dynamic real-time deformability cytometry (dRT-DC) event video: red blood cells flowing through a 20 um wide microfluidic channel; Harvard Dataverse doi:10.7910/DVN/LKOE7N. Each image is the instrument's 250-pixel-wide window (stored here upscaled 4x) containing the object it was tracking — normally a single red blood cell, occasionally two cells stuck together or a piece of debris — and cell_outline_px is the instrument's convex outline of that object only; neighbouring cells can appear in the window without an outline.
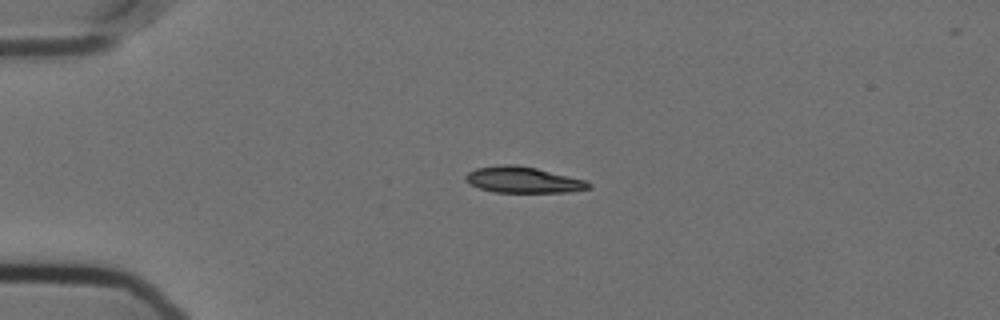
{"species": "Egyptian fruit bat (a non-hibernating species)", "species_latin": "Rousettus aegyptiacus", "temperature_condition": "cold", "stored_images_in_passage": 44, "camera_frame_rate_fps": 3000, "um_per_image_px": 0.085, "animal": {"sex": "female"}, "frame": {"image": 1, "passage_image": 1, "time_ms": 0.0, "image_size_px": [1000, 320], "cell_outline_px": [[592, 188], [572, 192], [496, 192], [480, 188], [468, 184], [464, 180], [464, 176], [468, 172], [476, 168], [500, 164], [516, 164], [536, 168], [584, 180], [592, 184]], "centroid_in_image_um": [44.44, 15.28], "position_along_channel_um": 40.6, "area_um2": 18.79}}
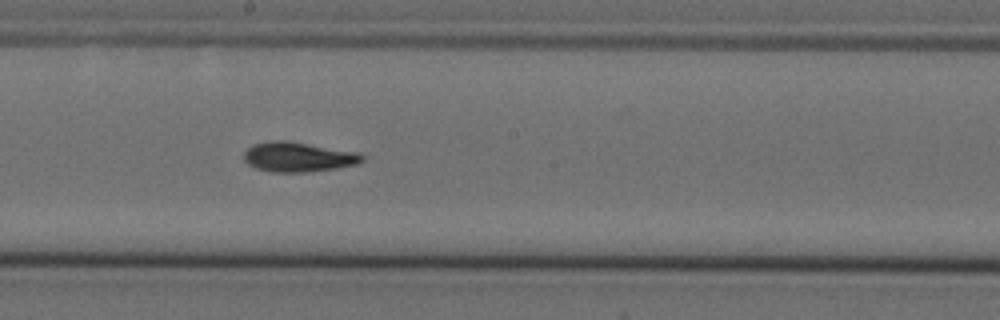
{"frame": {"image": 2, "passage_image": 19, "time_ms": 6.0, "image_size_px": [1000, 320], "cell_outline_px": [[364, 160], [356, 164], [336, 168], [304, 172], [272, 172], [256, 168], [248, 164], [244, 160], [244, 152], [252, 144], [268, 140], [288, 140], [360, 152], [364, 156]], "centroid_in_image_um": [25.34, 13.32], "position_along_channel_um": 222.9, "area_um2": 20.75}}
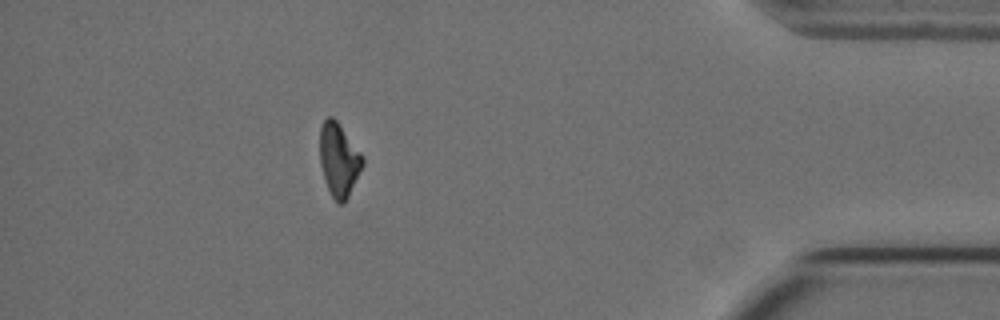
{"frame": {"image": 3, "passage_image": 38, "time_ms": 12.333, "image_size_px": [1000, 320], "cell_outline_px": [[364, 164], [344, 204], [336, 204], [324, 180], [320, 164], [320, 124], [328, 116], [332, 116], [336, 120], [364, 156]], "centroid_in_image_um": [28.8, 13.58], "position_along_channel_um": 406.4, "area_um2": 18.38}, "authors_computed_cell_mechanics": {"area_um2": 19.4786, "velocity_mm_per_s": 3.5796, "shape_relaxation_time_tau1_ms": 8.7827, "shape_relaxation_time_tau2_ms": 5.0647, "deformation_change_tau1": 0.2084, "deformation_change_tau2": 0.0971}}